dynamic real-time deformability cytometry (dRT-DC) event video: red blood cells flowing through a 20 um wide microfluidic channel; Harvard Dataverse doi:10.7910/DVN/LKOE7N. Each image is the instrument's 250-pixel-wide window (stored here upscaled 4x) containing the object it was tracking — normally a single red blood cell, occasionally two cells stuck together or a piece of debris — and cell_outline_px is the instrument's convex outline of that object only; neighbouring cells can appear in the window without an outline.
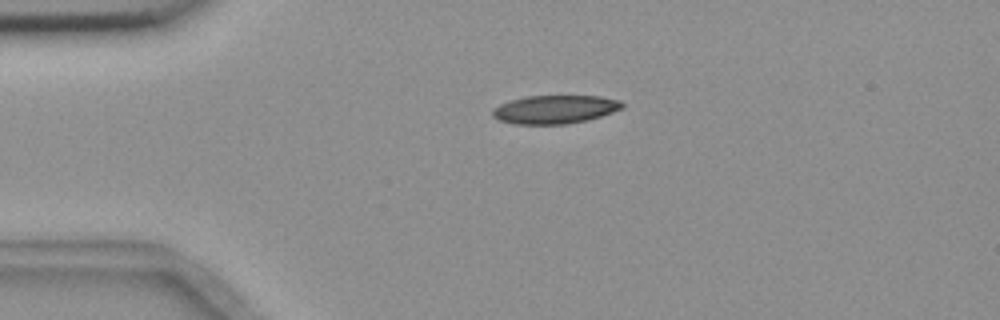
{"species": "common noctule bat (a hibernating species)", "species_latin": "Nyctalus noctula", "temperature_condition": "room temperature", "stored_images_in_passage": 1, "camera_frame_rate_fps": 3000, "um_per_image_px": 0.085, "animal": {"sex": "female", "body_mass_g": 18.4}, "frame": {"image": 1, "passage_image": 1, "time_ms": 0.0, "image_size_px": [1000, 320], "cell_outline_px": [[624, 108], [588, 120], [564, 124], [516, 124], [500, 120], [492, 116], [492, 108], [500, 104], [512, 100], [528, 96], [600, 96], [620, 100], [624, 104]], "centroid_in_image_um": [47.18, 9.3], "position_along_channel_um": 37.8, "area_um2": 21.39}}